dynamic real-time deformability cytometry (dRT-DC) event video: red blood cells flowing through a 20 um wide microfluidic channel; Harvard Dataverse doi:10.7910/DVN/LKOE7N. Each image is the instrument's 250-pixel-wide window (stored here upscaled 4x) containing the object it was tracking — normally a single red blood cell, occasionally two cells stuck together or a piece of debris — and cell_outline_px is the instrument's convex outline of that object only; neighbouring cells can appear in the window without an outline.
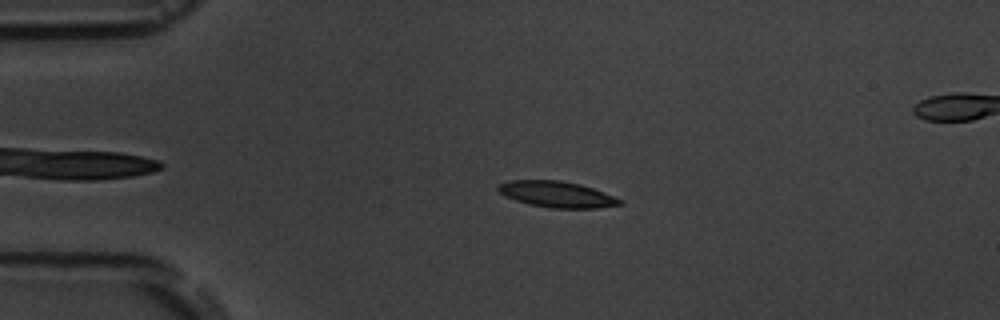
{"species": "common noctule bat (a hibernating species)", "species_latin": "Nyctalus noctula", "temperature_condition": "room temperature", "stored_images_in_passage": 15, "segment_of_instrument_passage": [1, 2], "camera_frame_rate_fps": 3000, "um_per_image_px": 0.085, "animal": {"sex": "male", "body_mass_g": 19.5, "forearm_length_mm": 54.6}, "frame": {"image": 1, "passage_image": 2, "time_ms": 2.333, "image_size_px": [1000, 320], "cell_outline_px": [[624, 204], [596, 208], [548, 208], [516, 200], [504, 196], [496, 188], [500, 184], [508, 180], [560, 180], [580, 184], [592, 188], [612, 196], [620, 200]], "centroid_in_image_um": [47.3, 16.51], "position_along_channel_um": 37.7, "area_um2": 18.26}}
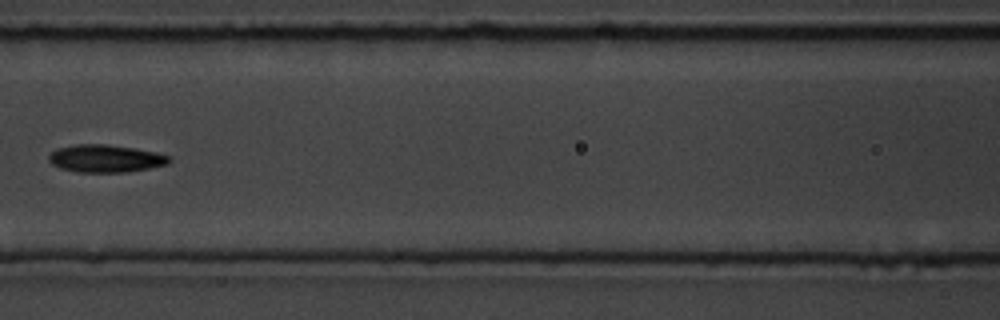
{"frame": {"image": 2, "passage_image": 6, "time_ms": 6.667, "image_size_px": [1000, 320], "cell_outline_px": [[172, 160], [168, 164], [128, 172], [76, 172], [60, 168], [52, 164], [48, 160], [48, 156], [56, 148], [76, 144], [108, 144], [156, 152], [168, 156]], "centroid_in_image_um": [8.94, 13.47], "position_along_channel_um": 157.7, "area_um2": 19.36}}
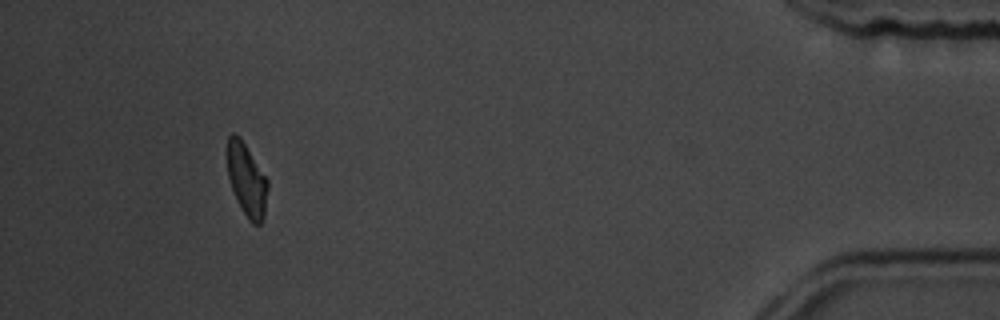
{"frame": {"image": 3, "passage_image": 13, "time_ms": 15.667, "image_size_px": [1000, 320], "cell_outline_px": [[268, 188], [264, 216], [260, 224], [252, 224], [248, 220], [240, 208], [232, 188], [228, 176], [224, 152], [228, 136], [232, 132], [236, 132], [240, 136], [268, 180]], "centroid_in_image_um": [20.92, 15.22], "position_along_channel_um": 414.3, "area_um2": 17.69}}